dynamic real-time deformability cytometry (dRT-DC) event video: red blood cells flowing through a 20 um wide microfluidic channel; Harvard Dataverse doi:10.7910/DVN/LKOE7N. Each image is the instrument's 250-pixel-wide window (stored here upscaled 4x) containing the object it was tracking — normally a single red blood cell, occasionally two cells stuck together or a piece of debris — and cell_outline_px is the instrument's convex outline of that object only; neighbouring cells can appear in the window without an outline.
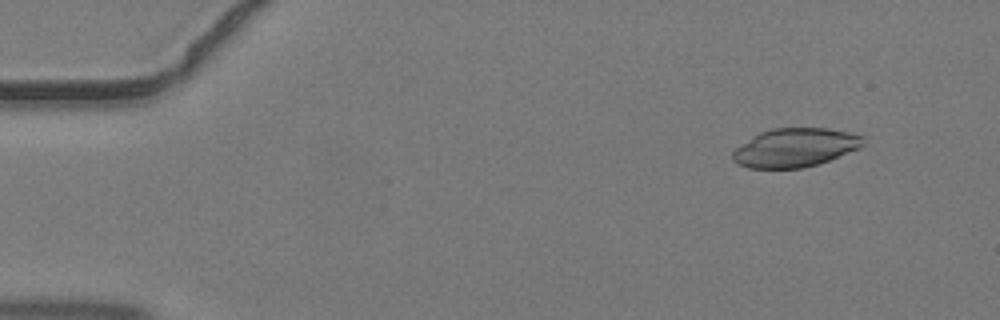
{"species": "common noctule bat (a hibernating species)", "species_latin": "Nyctalus noctula", "temperature_condition": "warm", "stored_images_in_passage": 14, "camera_frame_rate_fps": 3000, "um_per_image_px": 0.085, "animal": {"sex": "male", "body_mass_g": 19.2, "forearm_length_mm": 51.8}, "frame": {"image": 1, "passage_image": 5, "time_ms": 1.333, "image_size_px": [1000, 320], "cell_outline_px": [[864, 144], [860, 148], [828, 160], [816, 164], [800, 168], [748, 168], [732, 160], [732, 152], [736, 148], [760, 132], [772, 128], [828, 128], [852, 132], [864, 136]], "centroid_in_image_um": [67.61, 12.53], "position_along_channel_um": 17.4, "area_um2": 29.3}}